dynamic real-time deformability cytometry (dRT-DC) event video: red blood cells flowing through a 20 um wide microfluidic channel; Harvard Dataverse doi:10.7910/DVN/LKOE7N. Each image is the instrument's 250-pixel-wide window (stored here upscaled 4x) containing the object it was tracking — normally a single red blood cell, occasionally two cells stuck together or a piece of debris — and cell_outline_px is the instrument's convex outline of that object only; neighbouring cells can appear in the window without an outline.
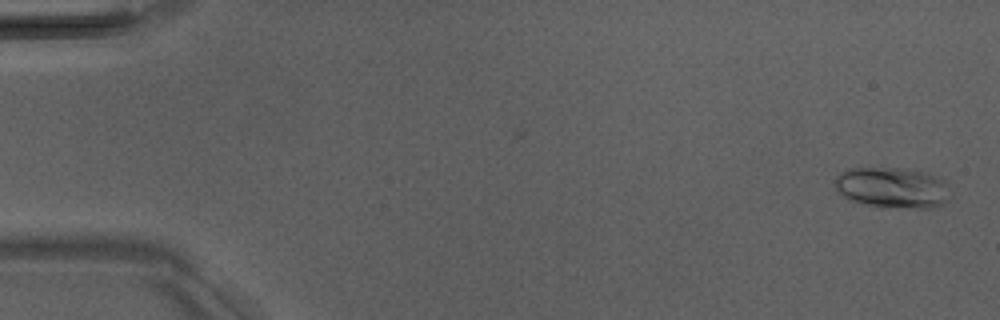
{"species": "Egyptian fruit bat (a non-hibernating species)", "species_latin": "Rousettus aegyptiacus", "temperature_condition": "room temperature", "stored_images_in_passage": 5, "camera_frame_rate_fps": 3000, "um_per_image_px": 0.085, "animal": {"sex": "male"}, "frame": {"image": 1, "passage_image": 5, "time_ms": 4.667, "image_size_px": [1000, 320], "cell_outline_px": [[952, 196], [940, 204], [932, 208], [880, 208], [848, 200], [836, 188], [836, 176], [840, 172], [848, 168], [900, 168], [920, 172], [936, 176], [944, 180]], "centroid_in_image_um": [75.84, 15.97], "position_along_channel_um": 9.2, "area_um2": 27.57}}